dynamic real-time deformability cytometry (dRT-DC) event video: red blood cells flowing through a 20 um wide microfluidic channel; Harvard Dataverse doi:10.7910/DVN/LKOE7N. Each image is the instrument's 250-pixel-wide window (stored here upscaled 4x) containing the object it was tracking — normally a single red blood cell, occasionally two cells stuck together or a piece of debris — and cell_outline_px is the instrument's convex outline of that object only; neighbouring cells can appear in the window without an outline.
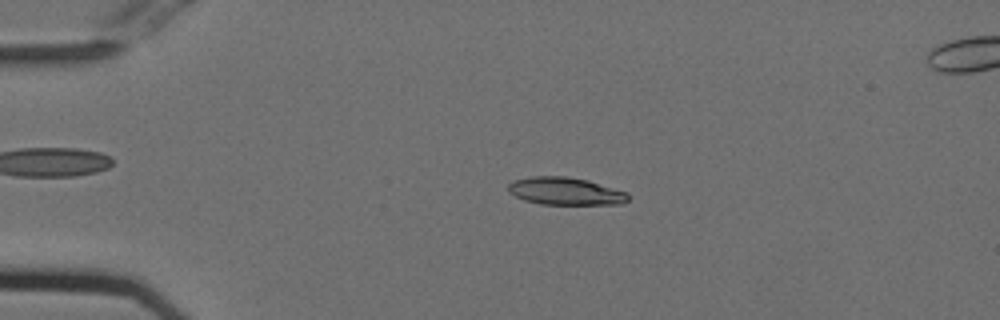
{"species": "Egyptian fruit bat (a non-hibernating species)", "species_latin": "Rousettus aegyptiacus", "temperature_condition": "cold", "stored_images_in_passage": 54, "camera_frame_rate_fps": 3000, "um_per_image_px": 0.085, "animal": {"sex": "female"}, "frame": {"image": 1, "passage_image": 12, "time_ms": 3.667, "image_size_px": [1000, 320], "cell_outline_px": [[628, 200], [624, 204], [540, 204], [524, 200], [508, 192], [508, 184], [512, 180], [532, 176], [568, 176], [588, 180], [628, 192]], "centroid_in_image_um": [48.05, 16.24], "position_along_channel_um": 36.9, "area_um2": 19.42}}
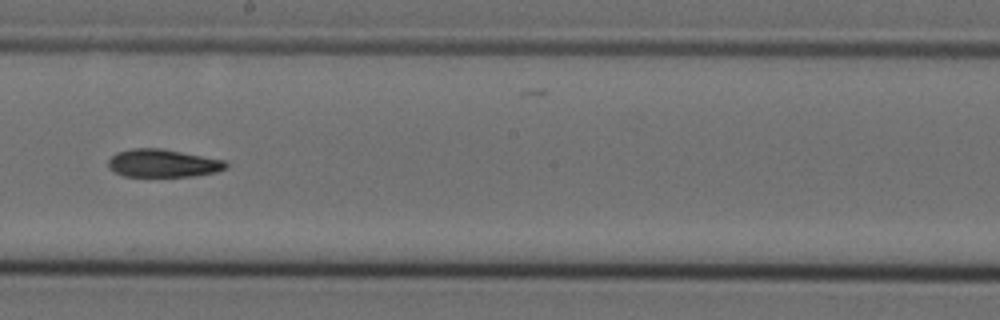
{"frame": {"image": 2, "passage_image": 31, "time_ms": 10.0, "image_size_px": [1000, 320], "cell_outline_px": [[228, 168], [216, 172], [196, 176], [124, 176], [108, 168], [108, 160], [116, 152], [132, 148], [160, 148], [224, 160], [228, 164]], "centroid_in_image_um": [13.85, 13.87], "position_along_channel_um": 234.4, "area_um2": 19.13}}
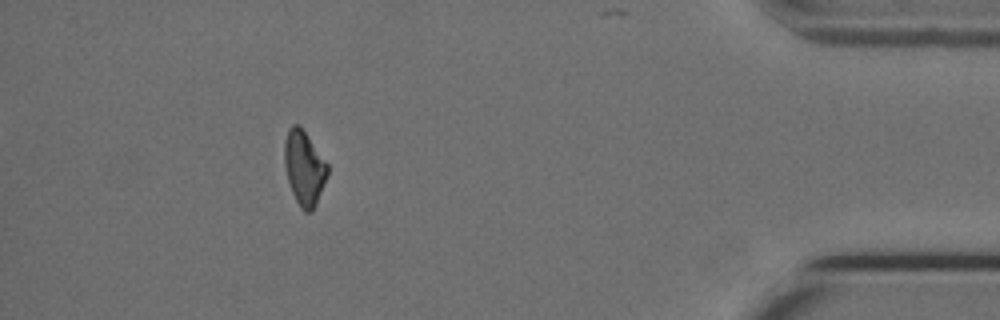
{"frame": {"image": 3, "passage_image": 49, "time_ms": 16.0, "image_size_px": [1000, 320], "cell_outline_px": [[328, 176], [316, 204], [312, 212], [304, 212], [300, 208], [292, 192], [288, 180], [284, 164], [284, 140], [288, 128], [292, 124], [300, 124], [328, 164]], "centroid_in_image_um": [25.85, 14.25], "position_along_channel_um": 409.3, "area_um2": 18.9}, "authors_computed_cell_mechanics": {"area_um2": 19.1029, "velocity_mm_per_s": 3.7411, "shape_relaxation_time_tau1_ms": 9.8988, "shape_relaxation_time_tau2_ms": 5.7282, "deformation_change_tau1": 0.2062, "deformation_change_tau2": 0.1298}}